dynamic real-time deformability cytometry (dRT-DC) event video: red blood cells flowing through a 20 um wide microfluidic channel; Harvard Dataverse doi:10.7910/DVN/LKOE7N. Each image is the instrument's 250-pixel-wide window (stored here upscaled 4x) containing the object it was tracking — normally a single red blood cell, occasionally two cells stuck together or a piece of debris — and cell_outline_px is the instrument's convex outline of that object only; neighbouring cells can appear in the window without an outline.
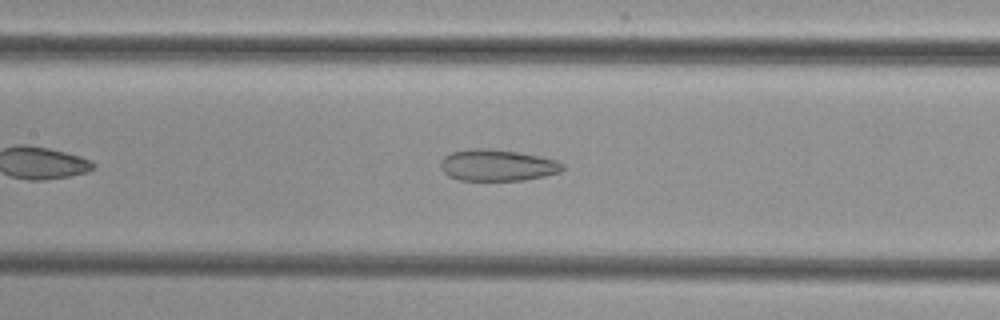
{"species": "common noctule bat (a hibernating species)", "species_latin": "Nyctalus noctula", "temperature_condition": "cold", "stored_images_in_passage": 39, "camera_frame_rate_fps": 3000, "um_per_image_px": 0.085, "animal": {"sex": "female", "body_mass_g": 29.2, "forearm_length_mm": 56.3}, "frame": {"image": 1, "passage_image": 13, "time_ms": 4.0, "image_size_px": [1000, 320], "cell_outline_px": [[564, 168], [560, 172], [544, 176], [524, 180], [460, 180], [448, 176], [440, 168], [440, 160], [444, 156], [452, 152], [484, 148], [516, 152], [540, 156], [556, 160], [564, 164]], "centroid_in_image_um": [42.27, 14.06], "position_along_channel_um": 165.1, "area_um2": 22.2}}
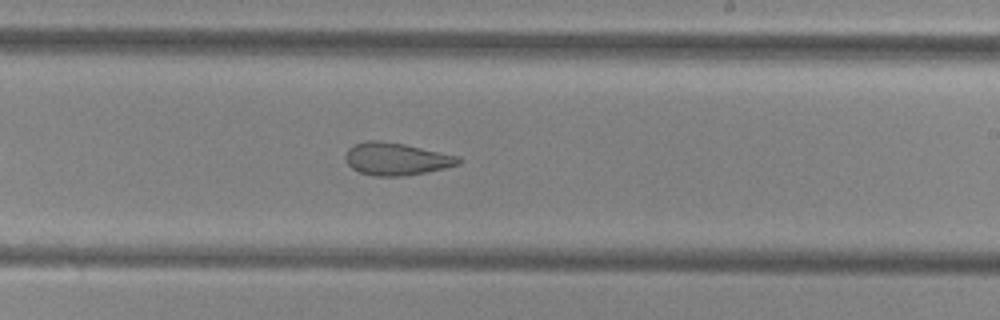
{"frame": {"image": 2, "passage_image": 20, "time_ms": 6.333, "image_size_px": [1000, 320], "cell_outline_px": [[460, 164], [444, 168], [404, 176], [376, 176], [360, 172], [352, 168], [348, 164], [344, 156], [348, 148], [356, 144], [368, 140], [380, 140], [404, 144], [460, 156]], "centroid_in_image_um": [33.68, 13.5], "position_along_channel_um": 255.3, "area_um2": 21.27}}
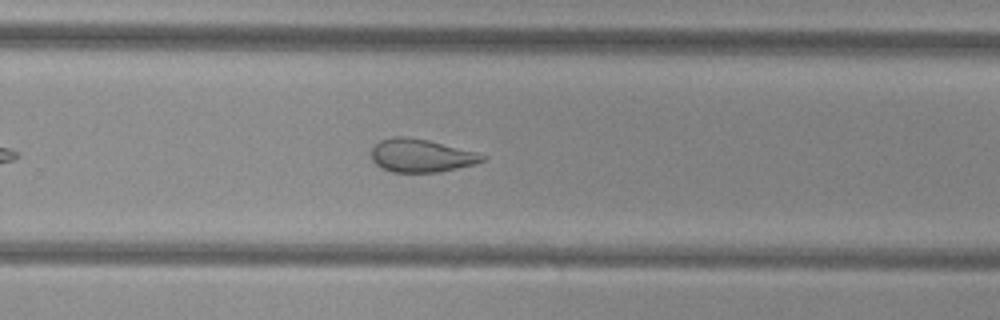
{"frame": {"image": 3, "passage_image": 23, "time_ms": 7.333, "image_size_px": [1000, 320], "cell_outline_px": [[488, 156], [484, 160], [476, 164], [440, 172], [392, 172], [380, 168], [372, 160], [372, 148], [380, 140], [392, 136], [404, 136], [428, 140], [476, 152]], "centroid_in_image_um": [35.79, 13.23], "position_along_channel_um": 294.0, "area_um2": 21.5}}